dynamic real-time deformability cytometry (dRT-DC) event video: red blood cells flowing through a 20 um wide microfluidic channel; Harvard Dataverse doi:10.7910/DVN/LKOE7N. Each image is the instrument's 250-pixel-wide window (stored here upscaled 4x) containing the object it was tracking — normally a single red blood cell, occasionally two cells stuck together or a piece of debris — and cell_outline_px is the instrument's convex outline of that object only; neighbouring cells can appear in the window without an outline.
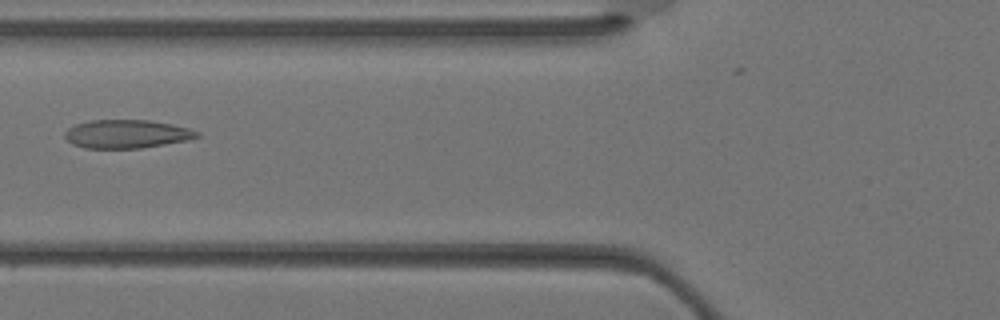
{"species": "Egyptian fruit bat (a non-hibernating species)", "species_latin": "Rousettus aegyptiacus", "temperature_condition": "warm", "stored_images_in_passage": 30, "camera_frame_rate_fps": 3000, "um_per_image_px": 0.085, "animal": {"sex": "female"}, "frame": {"image": 1, "passage_image": 14, "time_ms": 4.333, "image_size_px": [1000, 320], "cell_outline_px": [[200, 136], [188, 140], [140, 148], [84, 148], [72, 144], [64, 136], [64, 132], [68, 128], [76, 124], [88, 120], [148, 120], [172, 124], [188, 128], [200, 132]], "centroid_in_image_um": [10.75, 11.38], "position_along_channel_um": 115.0, "area_um2": 21.91}}
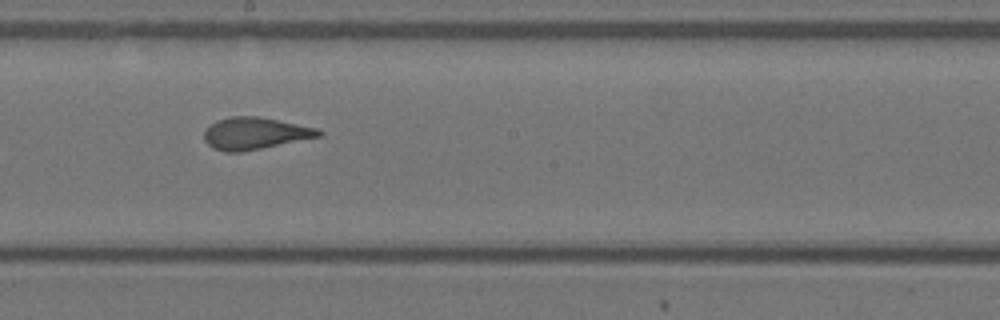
{"frame": {"image": 2, "passage_image": 20, "time_ms": 6.333, "image_size_px": [1000, 320], "cell_outline_px": [[324, 132], [320, 136], [240, 152], [224, 152], [212, 148], [204, 140], [204, 128], [216, 120], [232, 116], [256, 116], [320, 128]], "centroid_in_image_um": [21.63, 11.33], "position_along_channel_um": 226.6, "area_um2": 21.33}}
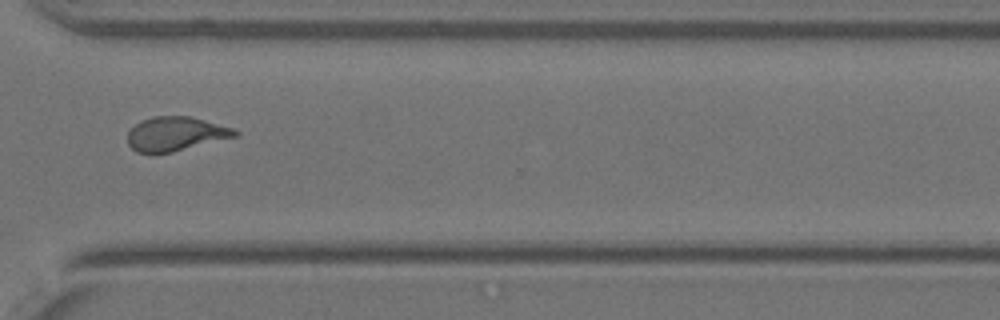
{"frame": {"image": 3, "passage_image": 27, "time_ms": 8.667, "image_size_px": [1000, 320], "cell_outline_px": [[240, 132], [236, 136], [156, 156], [148, 156], [136, 152], [128, 144], [128, 132], [140, 120], [152, 116], [188, 116], [236, 128]], "centroid_in_image_um": [14.88, 11.41], "position_along_channel_um": 355.7, "area_um2": 21.79}}